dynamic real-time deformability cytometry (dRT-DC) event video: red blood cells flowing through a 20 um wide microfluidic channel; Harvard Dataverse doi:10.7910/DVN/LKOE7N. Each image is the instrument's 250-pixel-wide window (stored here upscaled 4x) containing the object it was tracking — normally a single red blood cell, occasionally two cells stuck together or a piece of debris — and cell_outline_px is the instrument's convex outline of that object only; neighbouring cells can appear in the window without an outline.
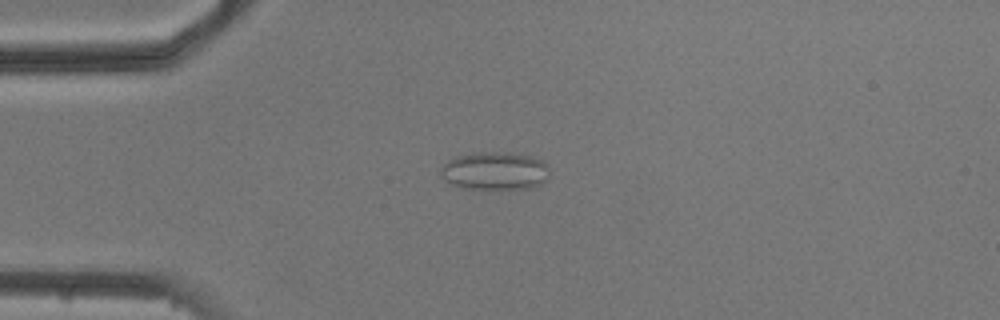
{"species": "common noctule bat (a hibernating species)", "species_latin": "Nyctalus noctula", "temperature_condition": "cold", "stored_images_in_passage": 6, "camera_frame_rate_fps": 3000, "um_per_image_px": 0.085, "animal": {"sex": "male", "body_mass_g": 20.5, "forearm_length_mm": 52.5}, "frame": {"image": 1, "passage_image": 2, "time_ms": 1.333, "image_size_px": [1000, 320], "cell_outline_px": [[548, 176], [540, 184], [528, 188], [460, 188], [452, 184], [440, 176], [440, 168], [448, 160], [456, 156], [472, 152], [492, 152], [532, 156], [544, 160], [548, 164]], "centroid_in_image_um": [42.03, 14.51], "position_along_channel_um": 43.0, "area_um2": 23.99}}
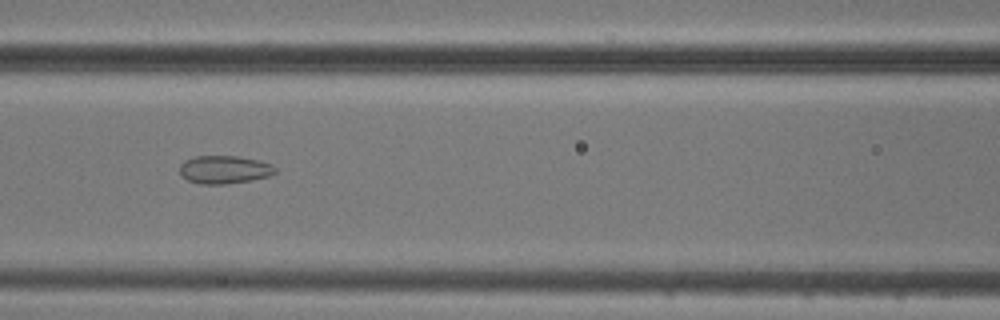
{"frame": {"image": 2, "passage_image": 5, "time_ms": 4.667, "image_size_px": [1000, 320], "cell_outline_px": [[276, 172], [268, 176], [252, 180], [228, 184], [200, 184], [188, 180], [180, 176], [180, 164], [184, 160], [196, 156], [236, 156], [260, 160], [272, 164], [276, 168]], "centroid_in_image_um": [19.06, 14.42], "position_along_channel_um": 147.5, "area_um2": 15.78}}
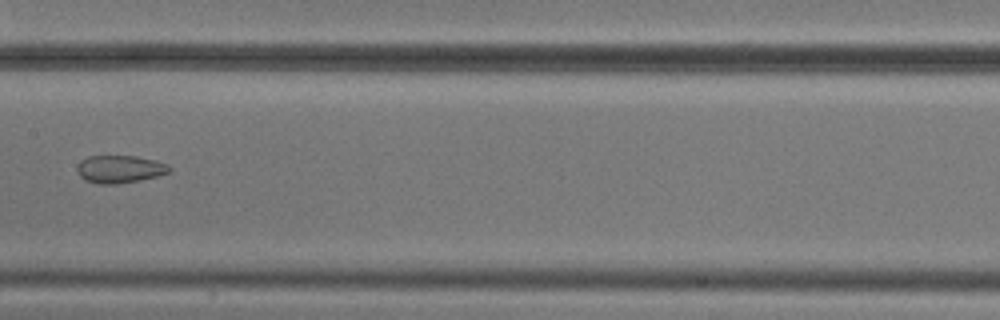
{"frame": {"image": 3, "passage_image": 6, "time_ms": 6.0, "image_size_px": [1000, 320], "cell_outline_px": [[172, 172], [140, 180], [116, 184], [100, 184], [84, 180], [80, 176], [76, 168], [80, 160], [88, 156], [136, 156], [168, 164], [172, 168]], "centroid_in_image_um": [10.17, 14.38], "position_along_channel_um": 197.2, "area_um2": 14.91}}